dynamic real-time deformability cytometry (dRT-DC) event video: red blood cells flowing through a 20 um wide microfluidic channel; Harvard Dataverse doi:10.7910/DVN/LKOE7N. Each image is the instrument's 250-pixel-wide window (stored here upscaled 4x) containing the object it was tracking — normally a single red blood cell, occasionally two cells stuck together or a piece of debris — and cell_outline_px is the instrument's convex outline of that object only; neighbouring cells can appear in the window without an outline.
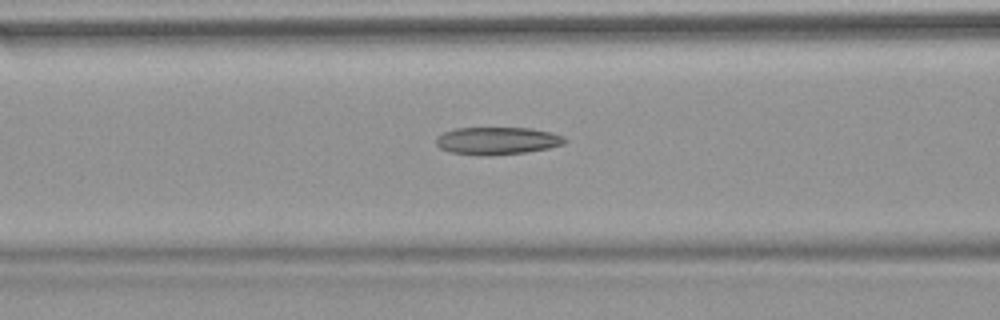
{"species": "common noctule bat (a hibernating species)", "species_latin": "Nyctalus noctula", "temperature_condition": "warm", "stored_images_in_passage": 53, "camera_frame_rate_fps": 3000, "um_per_image_px": 0.085, "animal": {"sex": "female", "body_mass_g": 18.4}, "frame": {"image": 1, "passage_image": 22, "time_ms": 7.0, "image_size_px": [1000, 320], "cell_outline_px": [[568, 140], [564, 144], [548, 148], [524, 152], [448, 152], [440, 148], [436, 144], [436, 136], [444, 132], [456, 128], [532, 128], [552, 132], [564, 136]], "centroid_in_image_um": [42.32, 11.9], "position_along_channel_um": 124.3, "area_um2": 19.65}}
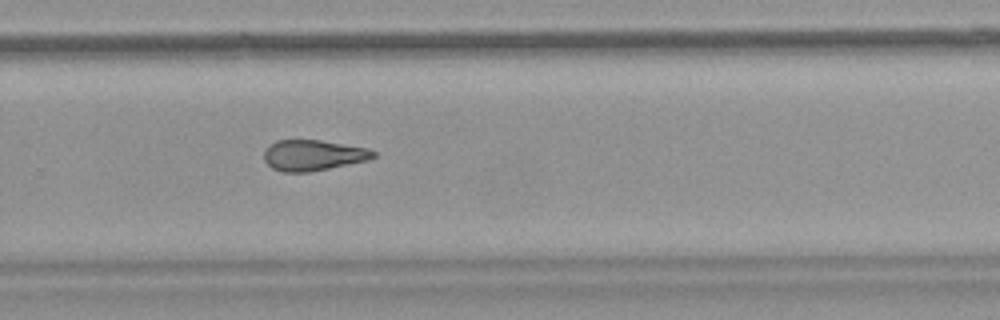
{"frame": {"image": 2, "passage_image": 36, "time_ms": 11.667, "image_size_px": [1000, 320], "cell_outline_px": [[376, 156], [368, 160], [308, 172], [284, 172], [272, 168], [264, 160], [264, 148], [276, 140], [320, 140], [368, 148], [376, 152]], "centroid_in_image_um": [26.59, 13.19], "position_along_channel_um": 303.2, "area_um2": 19.54}}
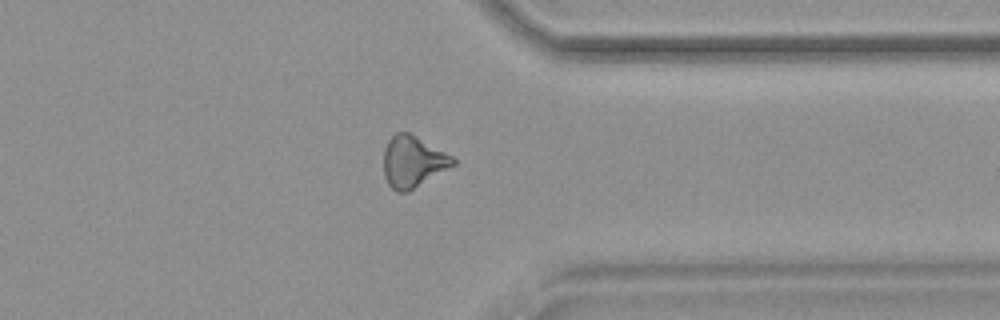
{"frame": {"image": 3, "passage_image": 42, "time_ms": 13.667, "image_size_px": [1000, 320], "cell_outline_px": [[456, 164], [408, 192], [396, 192], [388, 184], [384, 176], [384, 148], [388, 140], [396, 132], [408, 132], [416, 136], [452, 156], [456, 160]], "centroid_in_image_um": [35.08, 13.75], "position_along_channel_um": 376.3, "area_um2": 20.69}, "authors_computed_cell_mechanics": {"area_um2": 21.0392, "velocity_mm_per_s": 3.8406, "shape_relaxation_time_tau1_ms": null, "shape_relaxation_time_tau2_ms": 5.9418, "deformation_change_tau1": null, "deformation_change_tau2": 0.1764}}